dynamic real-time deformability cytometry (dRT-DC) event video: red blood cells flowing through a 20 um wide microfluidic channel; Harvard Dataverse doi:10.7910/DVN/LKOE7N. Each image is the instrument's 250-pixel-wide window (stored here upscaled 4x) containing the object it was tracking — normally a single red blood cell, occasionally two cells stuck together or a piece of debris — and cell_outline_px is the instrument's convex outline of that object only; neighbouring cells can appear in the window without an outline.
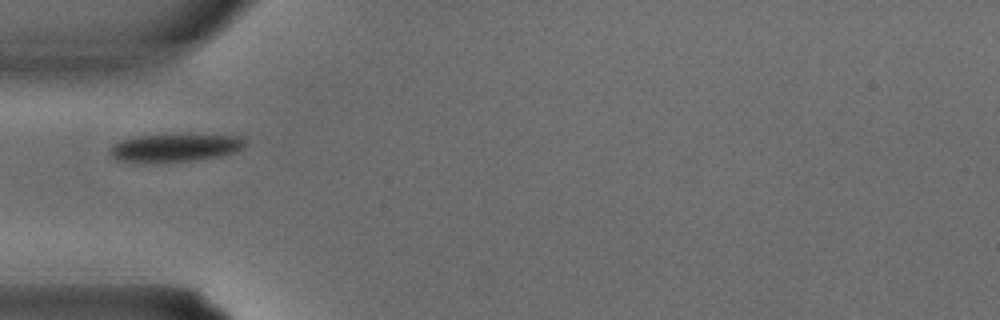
{"species": "common noctule bat (a hibernating species)", "species_latin": "Nyctalus noctula", "temperature_condition": "warm", "stored_images_in_passage": 3, "camera_frame_rate_fps": 3000, "um_per_image_px": 0.085, "animal": {"sex": "male", "body_mass_g": 15.6}, "frame": {"image": 1, "passage_image": 3, "time_ms": 0.667, "image_size_px": [1000, 320], "cell_outline_px": [[248, 140], [236, 152], [220, 156], [196, 160], [160, 164], [144, 164], [116, 160], [108, 152], [108, 148], [112, 144], [120, 140], [132, 136], [244, 136]], "centroid_in_image_um": [14.76, 12.61], "position_along_channel_um": 70.2, "area_um2": 22.31}}